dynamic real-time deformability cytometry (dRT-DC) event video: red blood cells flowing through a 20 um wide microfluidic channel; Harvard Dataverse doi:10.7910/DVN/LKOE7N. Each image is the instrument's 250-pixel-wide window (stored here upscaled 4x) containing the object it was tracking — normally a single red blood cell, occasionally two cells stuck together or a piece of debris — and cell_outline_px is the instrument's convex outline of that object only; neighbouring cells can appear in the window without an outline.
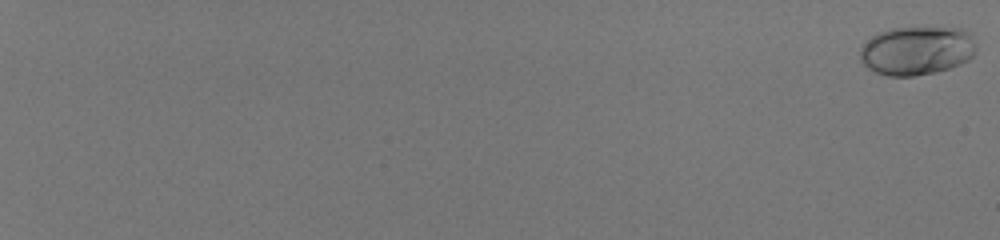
{"species": "human", "species_latin": "Homo sapiens", "temperature_condition": "room temperature", "stored_images_in_passage": 59, "camera_frame_rate_fps": 3000, "um_per_image_px": 0.085, "donor": {"sex": "male"}, "frame": {"image": 1, "passage_image": 1, "time_ms": 0.0, "image_size_px": [1000, 240], "cell_outline_px": [[976, 52], [968, 60], [960, 64], [936, 72], [916, 76], [888, 76], [876, 72], [868, 68], [860, 60], [860, 44], [872, 36], [888, 28], [964, 28], [972, 40], [976, 48]], "centroid_in_image_um": [77.88, 4.31], "position_along_channel_um": 7.1, "area_um2": 33.06}}
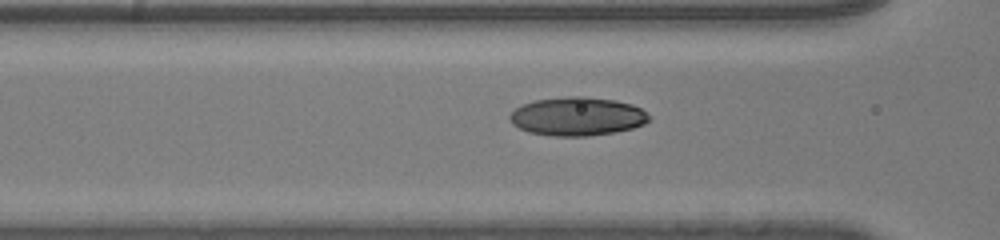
{"frame": {"image": 2, "passage_image": 32, "time_ms": 10.333, "image_size_px": [1000, 240], "cell_outline_px": [[652, 120], [644, 124], [632, 128], [616, 132], [588, 136], [552, 136], [528, 132], [512, 124], [508, 120], [508, 116], [516, 108], [524, 104], [536, 100], [564, 96], [584, 96], [616, 100], [632, 104], [640, 108], [652, 116]], "centroid_in_image_um": [49.09, 9.89], "position_along_channel_um": 117.5, "area_um2": 31.62}}
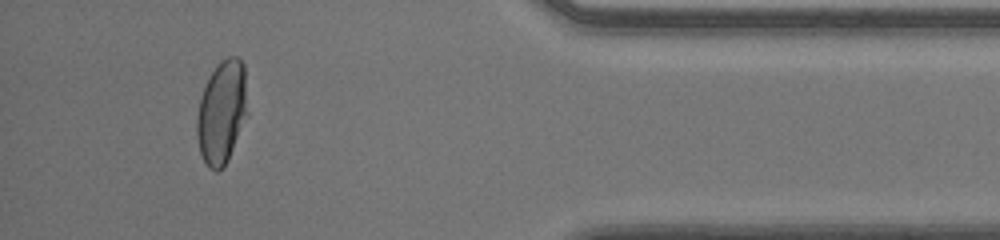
{"frame": {"image": 3, "passage_image": 56, "time_ms": 18.333, "image_size_px": [1000, 240], "cell_outline_px": [[248, 116], [228, 160], [216, 172], [208, 168], [200, 152], [196, 136], [196, 120], [200, 100], [204, 88], [216, 64], [220, 60], [228, 56], [236, 56], [244, 64], [248, 112]], "centroid_in_image_um": [18.87, 9.53], "position_along_channel_um": 416.3, "area_um2": 30.69}, "authors_computed_cell_mechanics": {"area_um2": 30.345, "velocity_mm_per_s": 4.0666, "shape_relaxation_time_tau1_ms": 3.5695, "shape_relaxation_time_tau2_ms": null, "deformation_change_tau1": 0.1746, "deformation_change_tau2": null}}